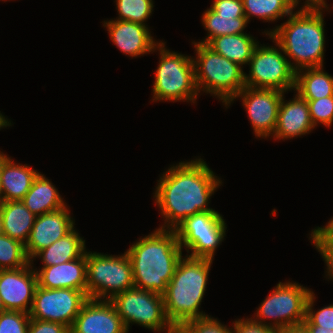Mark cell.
I'll return each instance as SVG.
<instances>
[{"mask_svg": "<svg viewBox=\"0 0 333 333\" xmlns=\"http://www.w3.org/2000/svg\"><path fill=\"white\" fill-rule=\"evenodd\" d=\"M161 175L153 193L165 218L159 228L174 230L189 216L216 211L208 206L209 200L223 182L203 159L181 161Z\"/></svg>", "mask_w": 333, "mask_h": 333, "instance_id": "obj_1", "label": "cell"}, {"mask_svg": "<svg viewBox=\"0 0 333 333\" xmlns=\"http://www.w3.org/2000/svg\"><path fill=\"white\" fill-rule=\"evenodd\" d=\"M130 258L136 288L163 295L182 256L175 230L156 228L133 243Z\"/></svg>", "mask_w": 333, "mask_h": 333, "instance_id": "obj_2", "label": "cell"}, {"mask_svg": "<svg viewBox=\"0 0 333 333\" xmlns=\"http://www.w3.org/2000/svg\"><path fill=\"white\" fill-rule=\"evenodd\" d=\"M297 9L288 16L286 22L264 33L282 48L295 71L322 67L326 39L323 18L325 9Z\"/></svg>", "mask_w": 333, "mask_h": 333, "instance_id": "obj_3", "label": "cell"}, {"mask_svg": "<svg viewBox=\"0 0 333 333\" xmlns=\"http://www.w3.org/2000/svg\"><path fill=\"white\" fill-rule=\"evenodd\" d=\"M213 259L182 257L163 294L165 315L173 327L208 317L200 311Z\"/></svg>", "mask_w": 333, "mask_h": 333, "instance_id": "obj_4", "label": "cell"}, {"mask_svg": "<svg viewBox=\"0 0 333 333\" xmlns=\"http://www.w3.org/2000/svg\"><path fill=\"white\" fill-rule=\"evenodd\" d=\"M196 51L194 63L195 83L201 91L222 101L226 108L245 86V72L238 63L215 52L207 44L192 42Z\"/></svg>", "mask_w": 333, "mask_h": 333, "instance_id": "obj_5", "label": "cell"}, {"mask_svg": "<svg viewBox=\"0 0 333 333\" xmlns=\"http://www.w3.org/2000/svg\"><path fill=\"white\" fill-rule=\"evenodd\" d=\"M165 43L160 41L154 48V52L159 51L160 56L152 87V101H184L194 104L199 92L195 83L193 60L188 55L165 48Z\"/></svg>", "mask_w": 333, "mask_h": 333, "instance_id": "obj_6", "label": "cell"}, {"mask_svg": "<svg viewBox=\"0 0 333 333\" xmlns=\"http://www.w3.org/2000/svg\"><path fill=\"white\" fill-rule=\"evenodd\" d=\"M86 294L89 299L111 300L134 286L133 271L127 253L108 255L86 251Z\"/></svg>", "mask_w": 333, "mask_h": 333, "instance_id": "obj_7", "label": "cell"}, {"mask_svg": "<svg viewBox=\"0 0 333 333\" xmlns=\"http://www.w3.org/2000/svg\"><path fill=\"white\" fill-rule=\"evenodd\" d=\"M311 292L297 282L279 281L257 308L255 318L250 319L277 331L301 325L306 318V303Z\"/></svg>", "mask_w": 333, "mask_h": 333, "instance_id": "obj_8", "label": "cell"}, {"mask_svg": "<svg viewBox=\"0 0 333 333\" xmlns=\"http://www.w3.org/2000/svg\"><path fill=\"white\" fill-rule=\"evenodd\" d=\"M110 302L128 332L130 324H138L154 332L174 333V327L165 315L161 294L133 287L115 295Z\"/></svg>", "mask_w": 333, "mask_h": 333, "instance_id": "obj_9", "label": "cell"}, {"mask_svg": "<svg viewBox=\"0 0 333 333\" xmlns=\"http://www.w3.org/2000/svg\"><path fill=\"white\" fill-rule=\"evenodd\" d=\"M258 44L249 61V74L245 73V86L276 89L286 93L295 88L296 71L292 68L282 48ZM283 52V53H282Z\"/></svg>", "mask_w": 333, "mask_h": 333, "instance_id": "obj_10", "label": "cell"}, {"mask_svg": "<svg viewBox=\"0 0 333 333\" xmlns=\"http://www.w3.org/2000/svg\"><path fill=\"white\" fill-rule=\"evenodd\" d=\"M226 223L217 211L189 216L174 230L181 248L192 258L214 259L215 251L226 236Z\"/></svg>", "mask_w": 333, "mask_h": 333, "instance_id": "obj_11", "label": "cell"}, {"mask_svg": "<svg viewBox=\"0 0 333 333\" xmlns=\"http://www.w3.org/2000/svg\"><path fill=\"white\" fill-rule=\"evenodd\" d=\"M88 299L87 294L81 290L47 289L37 285L29 316L31 319L58 322L71 328Z\"/></svg>", "mask_w": 333, "mask_h": 333, "instance_id": "obj_12", "label": "cell"}, {"mask_svg": "<svg viewBox=\"0 0 333 333\" xmlns=\"http://www.w3.org/2000/svg\"><path fill=\"white\" fill-rule=\"evenodd\" d=\"M285 94L276 89L252 88L246 86L227 105L230 106L236 98L242 100V106L248 114L250 123L258 138L272 137L277 123L279 106Z\"/></svg>", "mask_w": 333, "mask_h": 333, "instance_id": "obj_13", "label": "cell"}, {"mask_svg": "<svg viewBox=\"0 0 333 333\" xmlns=\"http://www.w3.org/2000/svg\"><path fill=\"white\" fill-rule=\"evenodd\" d=\"M32 266L29 263L23 268L0 270V298L6 310L29 314L38 285Z\"/></svg>", "mask_w": 333, "mask_h": 333, "instance_id": "obj_14", "label": "cell"}, {"mask_svg": "<svg viewBox=\"0 0 333 333\" xmlns=\"http://www.w3.org/2000/svg\"><path fill=\"white\" fill-rule=\"evenodd\" d=\"M70 333H128L109 300L88 299L74 320Z\"/></svg>", "mask_w": 333, "mask_h": 333, "instance_id": "obj_15", "label": "cell"}, {"mask_svg": "<svg viewBox=\"0 0 333 333\" xmlns=\"http://www.w3.org/2000/svg\"><path fill=\"white\" fill-rule=\"evenodd\" d=\"M69 208L36 216L29 238L25 244L27 257L31 261L41 250L49 247L68 234L75 225Z\"/></svg>", "mask_w": 333, "mask_h": 333, "instance_id": "obj_16", "label": "cell"}, {"mask_svg": "<svg viewBox=\"0 0 333 333\" xmlns=\"http://www.w3.org/2000/svg\"><path fill=\"white\" fill-rule=\"evenodd\" d=\"M103 26L107 28L114 45L133 58L153 53L154 48L160 43L152 37L148 25L114 18V20H104Z\"/></svg>", "mask_w": 333, "mask_h": 333, "instance_id": "obj_17", "label": "cell"}, {"mask_svg": "<svg viewBox=\"0 0 333 333\" xmlns=\"http://www.w3.org/2000/svg\"><path fill=\"white\" fill-rule=\"evenodd\" d=\"M314 128L310 119L308 102L297 93L293 99L286 102L283 94L272 138L274 140L298 138L311 133Z\"/></svg>", "mask_w": 333, "mask_h": 333, "instance_id": "obj_18", "label": "cell"}, {"mask_svg": "<svg viewBox=\"0 0 333 333\" xmlns=\"http://www.w3.org/2000/svg\"><path fill=\"white\" fill-rule=\"evenodd\" d=\"M38 286L47 289L71 288L86 293V253L72 261L34 269Z\"/></svg>", "mask_w": 333, "mask_h": 333, "instance_id": "obj_19", "label": "cell"}, {"mask_svg": "<svg viewBox=\"0 0 333 333\" xmlns=\"http://www.w3.org/2000/svg\"><path fill=\"white\" fill-rule=\"evenodd\" d=\"M8 156L1 151L2 201H21L39 172L28 164L15 163Z\"/></svg>", "mask_w": 333, "mask_h": 333, "instance_id": "obj_20", "label": "cell"}, {"mask_svg": "<svg viewBox=\"0 0 333 333\" xmlns=\"http://www.w3.org/2000/svg\"><path fill=\"white\" fill-rule=\"evenodd\" d=\"M21 201L35 216L67 206L57 188L41 172L35 177L30 190Z\"/></svg>", "mask_w": 333, "mask_h": 333, "instance_id": "obj_21", "label": "cell"}, {"mask_svg": "<svg viewBox=\"0 0 333 333\" xmlns=\"http://www.w3.org/2000/svg\"><path fill=\"white\" fill-rule=\"evenodd\" d=\"M0 213L4 234L26 244L36 216L22 201H2Z\"/></svg>", "mask_w": 333, "mask_h": 333, "instance_id": "obj_22", "label": "cell"}, {"mask_svg": "<svg viewBox=\"0 0 333 333\" xmlns=\"http://www.w3.org/2000/svg\"><path fill=\"white\" fill-rule=\"evenodd\" d=\"M85 253V240L73 228L68 234L52 243L49 247L39 251L30 263L33 264V260L38 257L42 261V267H49L72 261L82 257Z\"/></svg>", "mask_w": 333, "mask_h": 333, "instance_id": "obj_23", "label": "cell"}, {"mask_svg": "<svg viewBox=\"0 0 333 333\" xmlns=\"http://www.w3.org/2000/svg\"><path fill=\"white\" fill-rule=\"evenodd\" d=\"M294 93L305 100H317L333 96V76L322 67L296 71Z\"/></svg>", "mask_w": 333, "mask_h": 333, "instance_id": "obj_24", "label": "cell"}, {"mask_svg": "<svg viewBox=\"0 0 333 333\" xmlns=\"http://www.w3.org/2000/svg\"><path fill=\"white\" fill-rule=\"evenodd\" d=\"M259 42L250 34L223 35L213 38L207 45L218 54L238 63L248 65L252 53Z\"/></svg>", "mask_w": 333, "mask_h": 333, "instance_id": "obj_25", "label": "cell"}, {"mask_svg": "<svg viewBox=\"0 0 333 333\" xmlns=\"http://www.w3.org/2000/svg\"><path fill=\"white\" fill-rule=\"evenodd\" d=\"M201 21L208 33L206 38L199 41L202 44H208L218 36L242 34L249 23L245 16L219 15L211 8H207L202 14Z\"/></svg>", "mask_w": 333, "mask_h": 333, "instance_id": "obj_26", "label": "cell"}, {"mask_svg": "<svg viewBox=\"0 0 333 333\" xmlns=\"http://www.w3.org/2000/svg\"><path fill=\"white\" fill-rule=\"evenodd\" d=\"M245 17H257L263 22H274L288 17L295 9L289 0H242Z\"/></svg>", "mask_w": 333, "mask_h": 333, "instance_id": "obj_27", "label": "cell"}, {"mask_svg": "<svg viewBox=\"0 0 333 333\" xmlns=\"http://www.w3.org/2000/svg\"><path fill=\"white\" fill-rule=\"evenodd\" d=\"M29 263L25 244L5 234L0 235V270L23 268Z\"/></svg>", "mask_w": 333, "mask_h": 333, "instance_id": "obj_28", "label": "cell"}, {"mask_svg": "<svg viewBox=\"0 0 333 333\" xmlns=\"http://www.w3.org/2000/svg\"><path fill=\"white\" fill-rule=\"evenodd\" d=\"M118 15L116 20H124L146 25L153 12V0H115Z\"/></svg>", "mask_w": 333, "mask_h": 333, "instance_id": "obj_29", "label": "cell"}, {"mask_svg": "<svg viewBox=\"0 0 333 333\" xmlns=\"http://www.w3.org/2000/svg\"><path fill=\"white\" fill-rule=\"evenodd\" d=\"M309 237L325 261L326 278L333 280V228L328 223L323 227L318 226L311 231Z\"/></svg>", "mask_w": 333, "mask_h": 333, "instance_id": "obj_30", "label": "cell"}, {"mask_svg": "<svg viewBox=\"0 0 333 333\" xmlns=\"http://www.w3.org/2000/svg\"><path fill=\"white\" fill-rule=\"evenodd\" d=\"M174 333H232V328L208 316L179 324L174 327Z\"/></svg>", "mask_w": 333, "mask_h": 333, "instance_id": "obj_31", "label": "cell"}, {"mask_svg": "<svg viewBox=\"0 0 333 333\" xmlns=\"http://www.w3.org/2000/svg\"><path fill=\"white\" fill-rule=\"evenodd\" d=\"M315 294L312 291L306 303V318L303 326H319L333 330V304L325 306L317 311L313 309L315 305Z\"/></svg>", "mask_w": 333, "mask_h": 333, "instance_id": "obj_32", "label": "cell"}, {"mask_svg": "<svg viewBox=\"0 0 333 333\" xmlns=\"http://www.w3.org/2000/svg\"><path fill=\"white\" fill-rule=\"evenodd\" d=\"M309 105L310 119L314 127L319 123L326 127L333 124V96L317 100H306Z\"/></svg>", "mask_w": 333, "mask_h": 333, "instance_id": "obj_33", "label": "cell"}, {"mask_svg": "<svg viewBox=\"0 0 333 333\" xmlns=\"http://www.w3.org/2000/svg\"><path fill=\"white\" fill-rule=\"evenodd\" d=\"M29 323L28 313L6 310L0 314V333H27Z\"/></svg>", "mask_w": 333, "mask_h": 333, "instance_id": "obj_34", "label": "cell"}, {"mask_svg": "<svg viewBox=\"0 0 333 333\" xmlns=\"http://www.w3.org/2000/svg\"><path fill=\"white\" fill-rule=\"evenodd\" d=\"M210 8L219 15L245 16L242 0H214Z\"/></svg>", "mask_w": 333, "mask_h": 333, "instance_id": "obj_35", "label": "cell"}, {"mask_svg": "<svg viewBox=\"0 0 333 333\" xmlns=\"http://www.w3.org/2000/svg\"><path fill=\"white\" fill-rule=\"evenodd\" d=\"M27 333H70V328L58 322L30 318Z\"/></svg>", "mask_w": 333, "mask_h": 333, "instance_id": "obj_36", "label": "cell"}, {"mask_svg": "<svg viewBox=\"0 0 333 333\" xmlns=\"http://www.w3.org/2000/svg\"><path fill=\"white\" fill-rule=\"evenodd\" d=\"M232 333H278L277 330L255 323L250 318L235 320L232 325Z\"/></svg>", "mask_w": 333, "mask_h": 333, "instance_id": "obj_37", "label": "cell"}, {"mask_svg": "<svg viewBox=\"0 0 333 333\" xmlns=\"http://www.w3.org/2000/svg\"><path fill=\"white\" fill-rule=\"evenodd\" d=\"M289 2L295 7L297 8L300 4V0H289ZM304 5H302V7H300V9H326V10H330L329 9V5H327L325 0H305V2L303 3Z\"/></svg>", "mask_w": 333, "mask_h": 333, "instance_id": "obj_38", "label": "cell"}, {"mask_svg": "<svg viewBox=\"0 0 333 333\" xmlns=\"http://www.w3.org/2000/svg\"><path fill=\"white\" fill-rule=\"evenodd\" d=\"M278 333H309L308 330L301 324L298 326H292L285 330H280Z\"/></svg>", "mask_w": 333, "mask_h": 333, "instance_id": "obj_39", "label": "cell"}, {"mask_svg": "<svg viewBox=\"0 0 333 333\" xmlns=\"http://www.w3.org/2000/svg\"><path fill=\"white\" fill-rule=\"evenodd\" d=\"M309 333H333L332 329H327L319 326H304Z\"/></svg>", "mask_w": 333, "mask_h": 333, "instance_id": "obj_40", "label": "cell"}, {"mask_svg": "<svg viewBox=\"0 0 333 333\" xmlns=\"http://www.w3.org/2000/svg\"><path fill=\"white\" fill-rule=\"evenodd\" d=\"M10 126H12L11 121L5 118V116L0 111V130L1 128L10 127Z\"/></svg>", "mask_w": 333, "mask_h": 333, "instance_id": "obj_41", "label": "cell"}, {"mask_svg": "<svg viewBox=\"0 0 333 333\" xmlns=\"http://www.w3.org/2000/svg\"><path fill=\"white\" fill-rule=\"evenodd\" d=\"M2 202V188H1V151H0V203Z\"/></svg>", "mask_w": 333, "mask_h": 333, "instance_id": "obj_42", "label": "cell"}, {"mask_svg": "<svg viewBox=\"0 0 333 333\" xmlns=\"http://www.w3.org/2000/svg\"><path fill=\"white\" fill-rule=\"evenodd\" d=\"M4 234L3 231V222H2V217H1V213H0V235Z\"/></svg>", "mask_w": 333, "mask_h": 333, "instance_id": "obj_43", "label": "cell"}, {"mask_svg": "<svg viewBox=\"0 0 333 333\" xmlns=\"http://www.w3.org/2000/svg\"><path fill=\"white\" fill-rule=\"evenodd\" d=\"M4 311H6V309L2 303V299L0 298V314L3 313Z\"/></svg>", "mask_w": 333, "mask_h": 333, "instance_id": "obj_44", "label": "cell"}, {"mask_svg": "<svg viewBox=\"0 0 333 333\" xmlns=\"http://www.w3.org/2000/svg\"><path fill=\"white\" fill-rule=\"evenodd\" d=\"M328 224L333 228V217H332L331 220L328 222Z\"/></svg>", "mask_w": 333, "mask_h": 333, "instance_id": "obj_45", "label": "cell"}]
</instances>
